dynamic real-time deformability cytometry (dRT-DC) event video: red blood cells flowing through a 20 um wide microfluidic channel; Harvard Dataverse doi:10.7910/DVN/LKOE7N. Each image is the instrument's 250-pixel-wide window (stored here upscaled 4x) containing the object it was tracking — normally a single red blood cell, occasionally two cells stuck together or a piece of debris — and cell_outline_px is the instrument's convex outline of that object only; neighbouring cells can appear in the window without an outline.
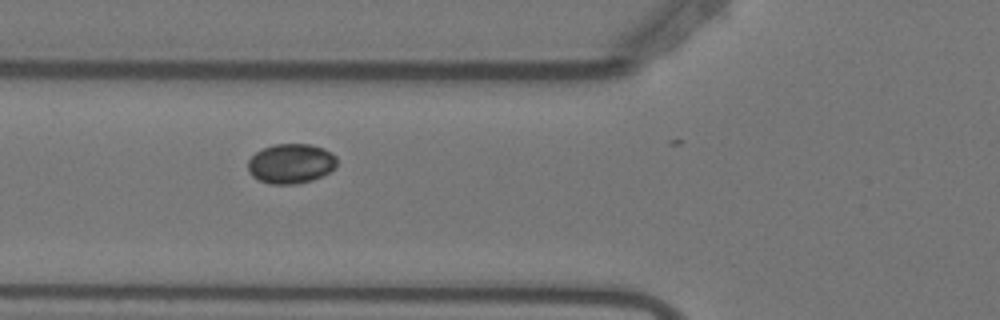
{"species": "Egyptian fruit bat (a non-hibernating species)", "species_latin": "Rousettus aegyptiacus", "temperature_condition": "warm", "stored_images_in_passage": 7, "camera_frame_rate_fps": 3000, "um_per_image_px": 0.085, "animal": {"sex": "female"}, "frame": {"image": 1, "passage_image": 6, "time_ms": 1.667, "image_size_px": [1000, 320], "cell_outline_px": [[336, 168], [312, 180], [296, 184], [268, 184], [252, 176], [248, 172], [248, 160], [256, 152], [272, 144], [312, 144], [324, 148], [332, 152], [336, 156]], "centroid_in_image_um": [24.73, 13.9], "position_along_channel_um": 101.1, "area_um2": 20.75}}